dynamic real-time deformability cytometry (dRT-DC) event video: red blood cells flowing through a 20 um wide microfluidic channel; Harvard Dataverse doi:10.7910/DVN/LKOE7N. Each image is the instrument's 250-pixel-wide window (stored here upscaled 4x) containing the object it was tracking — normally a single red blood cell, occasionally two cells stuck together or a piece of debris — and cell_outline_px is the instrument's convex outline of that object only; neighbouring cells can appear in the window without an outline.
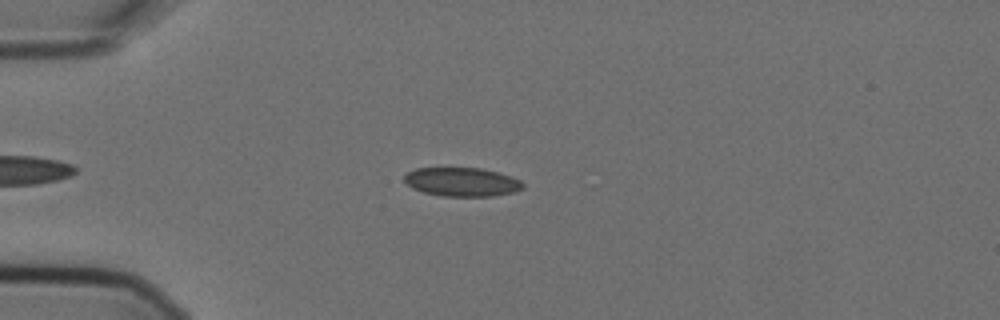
{"species": "Egyptian fruit bat (a non-hibernating species)", "species_latin": "Rousettus aegyptiacus", "temperature_condition": "cold", "stored_images_in_passage": 7, "camera_frame_rate_fps": 3000, "um_per_image_px": 0.085, "animal": {"sex": "female"}, "frame": {"image": 1, "passage_image": 3, "time_ms": 0.667, "image_size_px": [1000, 320], "cell_outline_px": [[524, 188], [516, 192], [492, 196], [444, 196], [424, 192], [412, 188], [404, 180], [404, 176], [408, 172], [416, 168], [480, 168], [512, 176], [520, 180], [524, 184]], "centroid_in_image_um": [39.3, 15.47], "position_along_channel_um": 45.7, "area_um2": 19.88}}
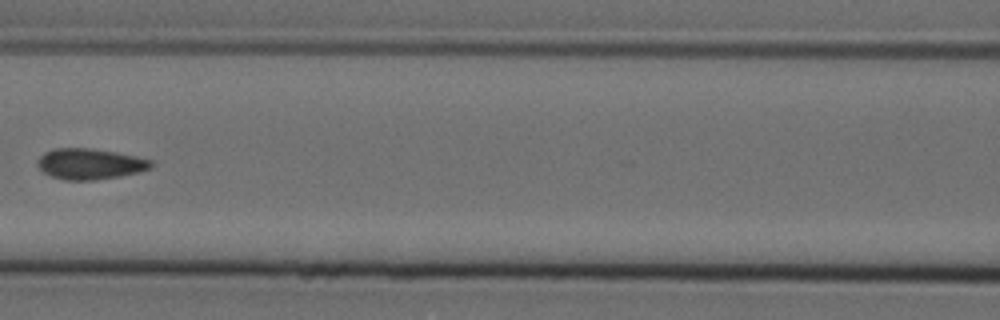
{"frame": {"image": 2, "passage_image": 6, "time_ms": 1.667, "image_size_px": [1000, 320], "cell_outline_px": [[152, 168], [120, 176], [92, 180], [64, 180], [52, 176], [44, 172], [36, 164], [36, 160], [44, 152], [56, 148], [88, 148], [116, 152], [136, 156], [152, 160]], "centroid_in_image_um": [7.62, 13.92], "position_along_channel_um": 159.0, "area_um2": 20.29}}
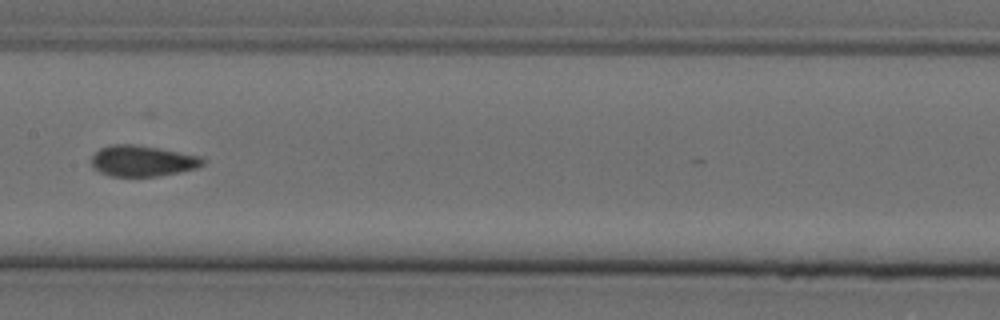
{"frame": {"image": 3, "passage_image": 7, "time_ms": 2.0, "image_size_px": [1000, 320], "cell_outline_px": [[204, 164], [196, 168], [156, 176], [108, 176], [92, 168], [92, 156], [100, 148], [108, 144], [136, 144], [160, 148], [204, 156]], "centroid_in_image_um": [12.1, 13.66], "position_along_channel_um": 195.3, "area_um2": 20.23}}